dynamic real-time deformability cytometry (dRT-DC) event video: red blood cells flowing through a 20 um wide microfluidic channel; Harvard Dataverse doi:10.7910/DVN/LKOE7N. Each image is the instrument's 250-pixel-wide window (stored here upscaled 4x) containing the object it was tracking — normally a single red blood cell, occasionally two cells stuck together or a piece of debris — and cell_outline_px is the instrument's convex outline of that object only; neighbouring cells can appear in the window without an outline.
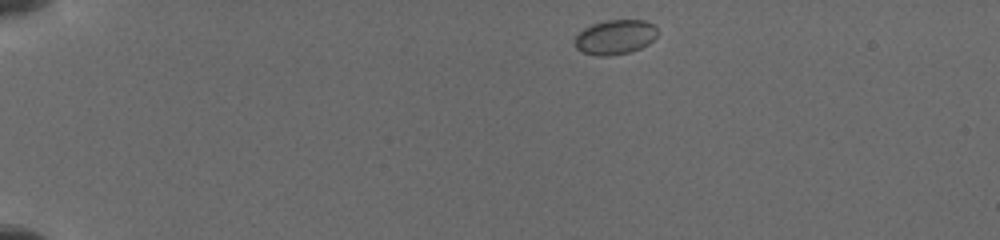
{"species": "common noctule bat (a hibernating species)", "species_latin": "Nyctalus noctula", "temperature_condition": "cold", "stored_images_in_passage": 31, "camera_frame_rate_fps": 3000, "um_per_image_px": 0.085, "animal": {"sex": "female", "body_mass_g": 19.5, "forearm_length_mm": 54.1}, "frame": {"image": 1, "passage_image": 1, "time_ms": 0.0, "image_size_px": [1000, 240], "cell_outline_px": [[656, 36], [648, 44], [640, 48], [628, 52], [608, 56], [596, 56], [580, 52], [572, 44], [572, 40], [584, 28], [592, 24], [604, 20], [644, 20], [652, 24], [656, 28]], "centroid_in_image_um": [52.21, 3.16], "position_along_channel_um": 32.8, "area_um2": 16.82}}
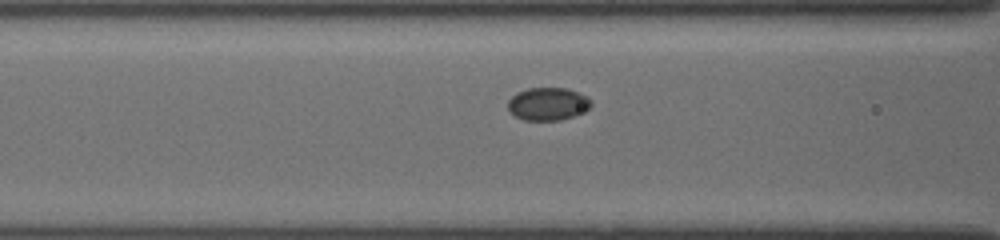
{"frame": {"image": 2, "passage_image": 21, "time_ms": 4.333, "image_size_px": [1000, 240], "cell_outline_px": [[592, 104], [588, 108], [572, 116], [560, 120], [524, 120], [516, 116], [508, 108], [508, 100], [516, 92], [528, 88], [568, 88], [580, 92], [588, 96], [592, 100]], "centroid_in_image_um": [46.58, 8.81], "position_along_channel_um": 120.0, "area_um2": 15.9}}
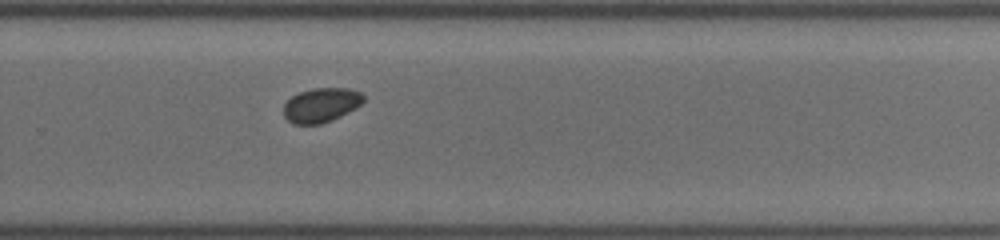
{"frame": {"image": 3, "passage_image": 31, "time_ms": 9.0, "image_size_px": [1000, 240], "cell_outline_px": [[364, 100], [356, 108], [332, 120], [320, 124], [292, 124], [284, 116], [284, 104], [292, 96], [300, 92], [312, 88], [348, 88], [360, 92], [364, 96]], "centroid_in_image_um": [27.29, 8.93], "position_along_channel_um": 302.5, "area_um2": 15.95}}